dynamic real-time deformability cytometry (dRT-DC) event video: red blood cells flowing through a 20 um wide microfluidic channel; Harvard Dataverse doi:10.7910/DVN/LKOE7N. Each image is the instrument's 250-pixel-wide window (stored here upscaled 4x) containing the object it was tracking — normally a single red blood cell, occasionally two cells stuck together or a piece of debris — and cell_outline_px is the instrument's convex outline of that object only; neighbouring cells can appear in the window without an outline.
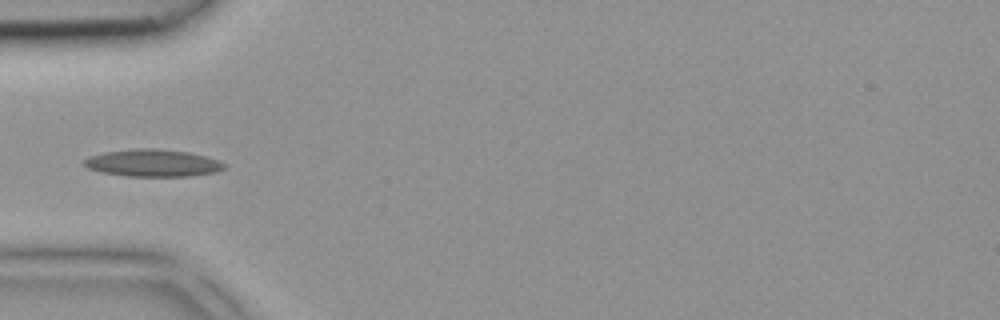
{"species": "common noctule bat (a hibernating species)", "species_latin": "Nyctalus noctula", "temperature_condition": "room temperature", "stored_images_in_passage": 24, "camera_frame_rate_fps": 3000, "um_per_image_px": 0.085, "animal": {"sex": "female", "body_mass_g": 18.4}, "frame": {"image": 1, "passage_image": 1, "time_ms": 0.0, "image_size_px": [1000, 320], "cell_outline_px": [[228, 164], [224, 168], [216, 172], [188, 176], [128, 176], [100, 172], [88, 168], [84, 164], [84, 160], [92, 156], [104, 152], [140, 148], [156, 148], [188, 152], [204, 156]], "centroid_in_image_um": [13.0, 13.86], "position_along_channel_um": 72.0, "area_um2": 22.02}}
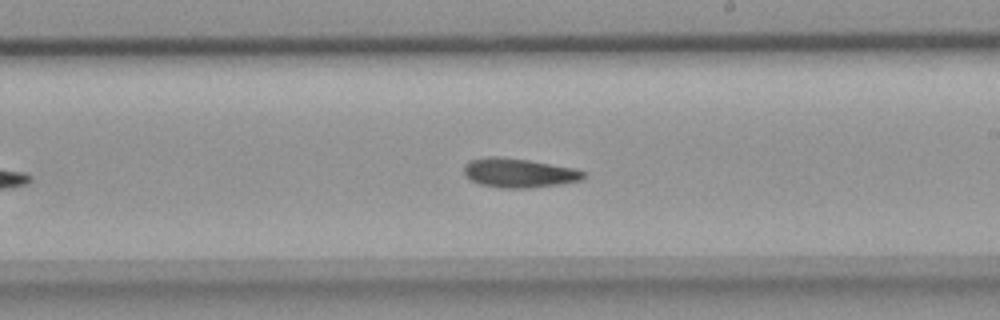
{"frame": {"image": 2, "passage_image": 12, "time_ms": 3.667, "image_size_px": [1000, 320], "cell_outline_px": [[584, 176], [580, 180], [560, 184], [528, 188], [500, 188], [480, 184], [468, 180], [464, 176], [464, 164], [472, 160], [488, 156], [496, 156], [528, 160], [572, 168], [584, 172]], "centroid_in_image_um": [44.02, 14.7], "position_along_channel_um": 245.0, "area_um2": 20.23}}
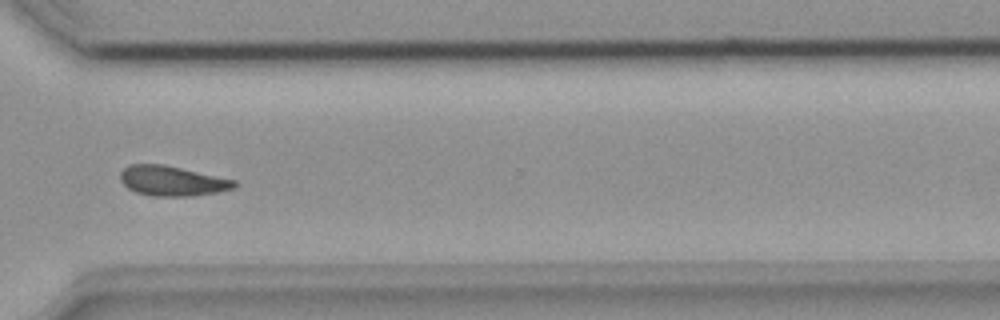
{"frame": {"image": 3, "passage_image": 19, "time_ms": 6.0, "image_size_px": [1000, 320], "cell_outline_px": [[240, 184], [236, 188], [216, 192], [192, 196], [152, 196], [136, 192], [128, 188], [120, 180], [120, 172], [128, 164], [164, 164], [236, 180]], "centroid_in_image_um": [14.65, 15.37], "position_along_channel_um": 355.9, "area_um2": 20.06}}